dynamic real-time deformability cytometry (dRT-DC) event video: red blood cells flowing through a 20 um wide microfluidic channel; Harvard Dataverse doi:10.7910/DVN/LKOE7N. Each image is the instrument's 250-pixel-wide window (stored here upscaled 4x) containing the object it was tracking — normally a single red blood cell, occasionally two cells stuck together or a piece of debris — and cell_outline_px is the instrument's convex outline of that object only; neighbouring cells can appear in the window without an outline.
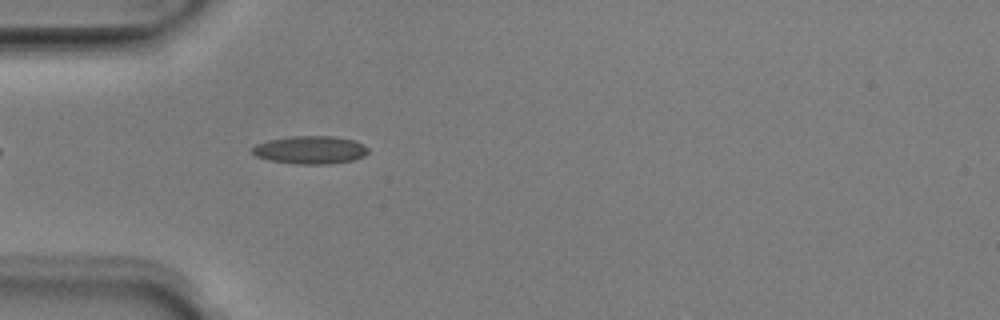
{"species": "Egyptian fruit bat (a non-hibernating species)", "species_latin": "Rousettus aegyptiacus", "temperature_condition": "room temperature", "stored_images_in_passage": 36, "camera_frame_rate_fps": 3000, "um_per_image_px": 0.085, "animal": {"sex": "male"}, "frame": {"image": 1, "passage_image": 1, "time_ms": 0.0, "image_size_px": [1000, 320], "cell_outline_px": [[368, 152], [364, 156], [352, 160], [328, 164], [296, 164], [268, 160], [256, 156], [252, 152], [252, 148], [256, 144], [268, 140], [292, 136], [332, 136], [352, 140], [364, 144], [368, 148]], "centroid_in_image_um": [26.36, 12.74], "position_along_channel_um": 58.6, "area_um2": 18.84}}
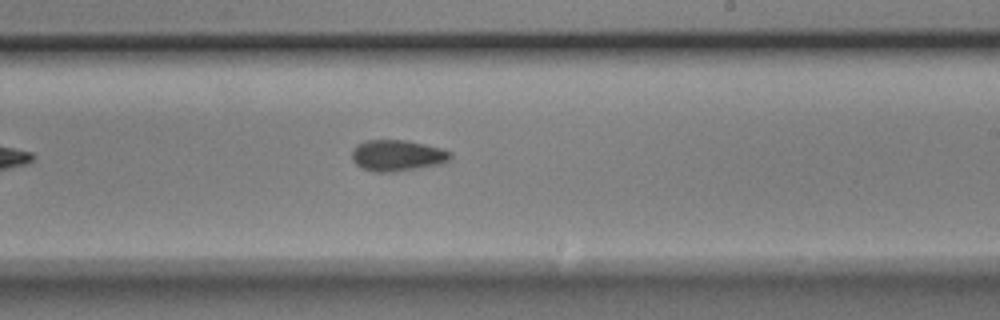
{"frame": {"image": 2, "passage_image": 16, "time_ms": 5.0, "image_size_px": [1000, 320], "cell_outline_px": [[452, 156], [444, 164], [392, 172], [372, 172], [356, 164], [352, 160], [352, 148], [356, 144], [364, 140], [404, 140], [444, 148], [452, 152]], "centroid_in_image_um": [33.78, 13.21], "position_along_channel_um": 255.2, "area_um2": 18.15}}
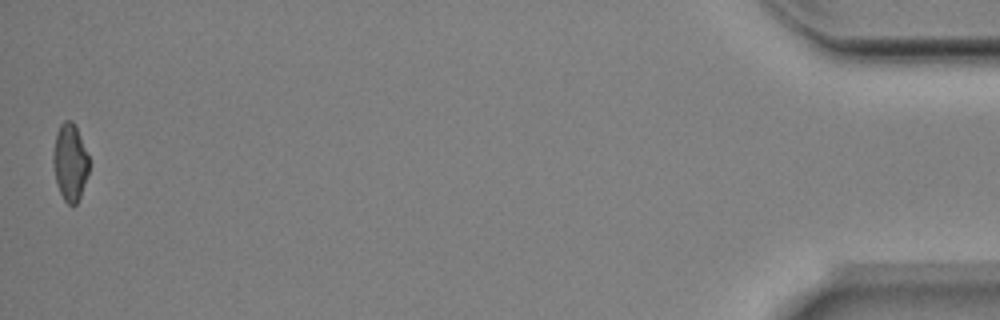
{"frame": {"image": 3, "passage_image": 36, "time_ms": 11.667, "image_size_px": [1000, 320], "cell_outline_px": [[88, 172], [80, 196], [76, 204], [68, 204], [64, 200], [60, 192], [56, 180], [52, 160], [52, 156], [56, 132], [60, 124], [64, 120], [72, 120], [80, 136], [88, 156]], "centroid_in_image_um": [5.93, 13.76], "position_along_channel_um": 429.3, "area_um2": 15.84}, "authors_computed_cell_mechanics": {"area_um2": 17.1666, "velocity_mm_per_s": 4.0152, "shape_relaxation_time_tau1_ms": 3.9186, "shape_relaxation_time_tau2_ms": 4.0637, "deformation_change_tau1": 0.1404, "deformation_change_tau2": 0.107}}